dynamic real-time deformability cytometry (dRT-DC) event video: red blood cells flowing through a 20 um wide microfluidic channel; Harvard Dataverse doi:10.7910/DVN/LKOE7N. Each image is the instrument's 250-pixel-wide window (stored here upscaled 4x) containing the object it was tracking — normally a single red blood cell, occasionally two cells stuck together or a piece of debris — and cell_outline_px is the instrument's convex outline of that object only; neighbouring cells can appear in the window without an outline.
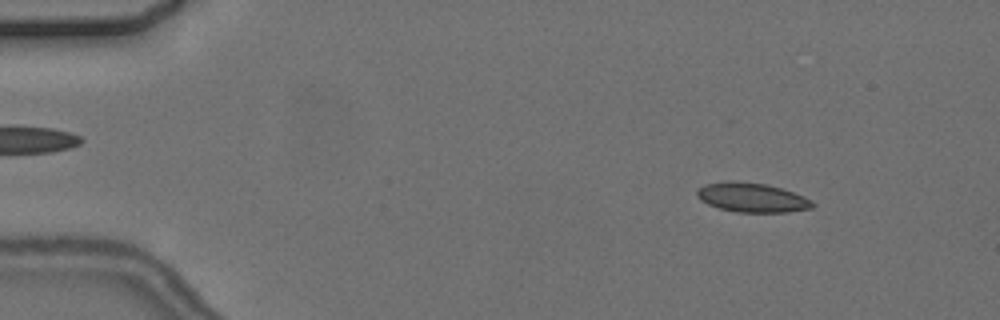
{"species": "common noctule bat (a hibernating species)", "species_latin": "Nyctalus noctula", "temperature_condition": "cold", "stored_images_in_passage": 4, "camera_frame_rate_fps": 3000, "um_per_image_px": 0.085, "animal": {"sex": "female", "body_mass_g": 24.6, "forearm_length_mm": 56.2}, "frame": {"image": 1, "passage_image": 2, "time_ms": 1.333, "image_size_px": [1000, 320], "cell_outline_px": [[816, 204], [812, 208], [788, 212], [736, 212], [720, 208], [708, 204], [700, 200], [696, 196], [696, 192], [704, 184], [728, 180], [736, 180], [768, 184], [804, 196], [812, 200]], "centroid_in_image_um": [63.91, 16.78], "position_along_channel_um": 21.1, "area_um2": 19.94}}
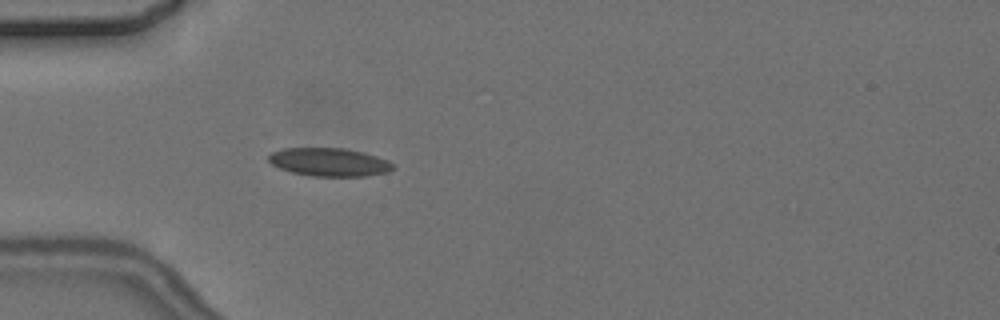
{"frame": {"image": 2, "passage_image": 4, "time_ms": 4.667, "image_size_px": [1000, 320], "cell_outline_px": [[396, 168], [388, 172], [368, 176], [312, 176], [292, 172], [280, 168], [272, 164], [268, 160], [268, 156], [272, 152], [284, 148], [344, 148], [364, 152], [388, 160]], "centroid_in_image_um": [28.01, 13.78], "position_along_channel_um": 57.0, "area_um2": 20.52}}